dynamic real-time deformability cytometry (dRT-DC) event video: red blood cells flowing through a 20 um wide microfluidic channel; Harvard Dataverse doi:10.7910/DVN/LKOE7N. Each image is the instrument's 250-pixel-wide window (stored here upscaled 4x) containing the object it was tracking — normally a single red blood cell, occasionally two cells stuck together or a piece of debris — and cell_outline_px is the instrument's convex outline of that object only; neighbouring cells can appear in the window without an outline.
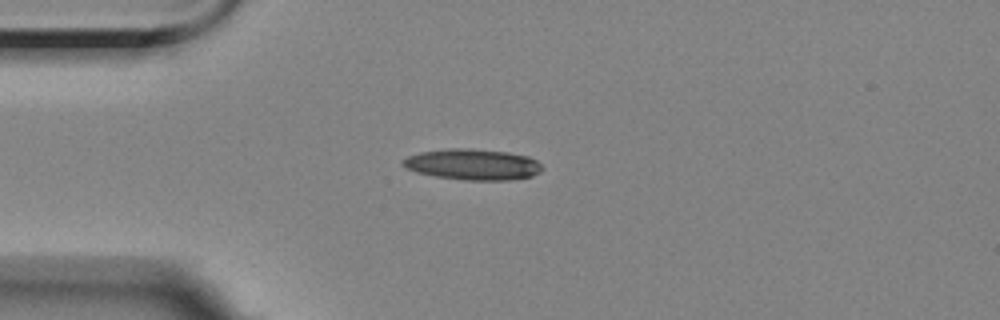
{"species": "Egyptian fruit bat (a non-hibernating species)", "species_latin": "Rousettus aegyptiacus", "temperature_condition": "room temperature", "stored_images_in_passage": 6, "camera_frame_rate_fps": 3000, "um_per_image_px": 0.085, "animal": {"sex": "female"}, "frame": {"image": 1, "passage_image": 4, "time_ms": 3.333, "image_size_px": [1000, 320], "cell_outline_px": [[544, 168], [540, 172], [532, 176], [508, 180], [464, 180], [436, 176], [416, 172], [404, 168], [400, 164], [400, 160], [408, 156], [420, 152], [452, 148], [468, 148], [504, 152], [528, 156], [536, 160]], "centroid_in_image_um": [40.14, 13.98], "position_along_channel_um": 44.9, "area_um2": 25.14}}
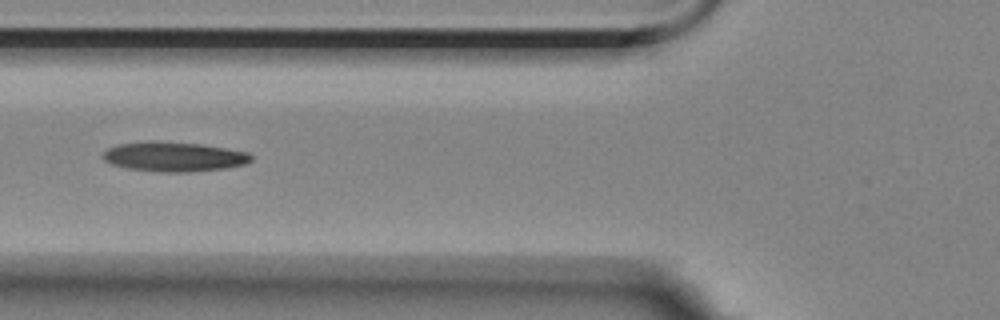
{"frame": {"image": 2, "passage_image": 6, "time_ms": 5.667, "image_size_px": [1000, 320], "cell_outline_px": [[252, 160], [244, 164], [224, 168], [192, 172], [160, 172], [128, 168], [112, 164], [104, 160], [100, 156], [108, 148], [116, 144], [148, 140], [152, 140], [200, 144], [248, 152], [252, 156]], "centroid_in_image_um": [14.73, 13.31], "position_along_channel_um": 111.1, "area_um2": 25.72}}